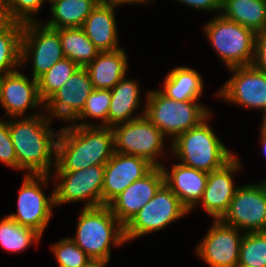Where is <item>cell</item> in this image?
<instances>
[{
  "mask_svg": "<svg viewBox=\"0 0 266 267\" xmlns=\"http://www.w3.org/2000/svg\"><path fill=\"white\" fill-rule=\"evenodd\" d=\"M145 116L173 142L182 133L198 126L211 113V109L198 100L175 101L160 90L147 91Z\"/></svg>",
  "mask_w": 266,
  "mask_h": 267,
  "instance_id": "5",
  "label": "cell"
},
{
  "mask_svg": "<svg viewBox=\"0 0 266 267\" xmlns=\"http://www.w3.org/2000/svg\"><path fill=\"white\" fill-rule=\"evenodd\" d=\"M165 184L161 167H154L143 178L134 181L108 206L117 220L125 226Z\"/></svg>",
  "mask_w": 266,
  "mask_h": 267,
  "instance_id": "19",
  "label": "cell"
},
{
  "mask_svg": "<svg viewBox=\"0 0 266 267\" xmlns=\"http://www.w3.org/2000/svg\"><path fill=\"white\" fill-rule=\"evenodd\" d=\"M0 104L5 117H26L28 110L42 107L37 80L28 78L19 69L1 77ZM41 105V106H40Z\"/></svg>",
  "mask_w": 266,
  "mask_h": 267,
  "instance_id": "17",
  "label": "cell"
},
{
  "mask_svg": "<svg viewBox=\"0 0 266 267\" xmlns=\"http://www.w3.org/2000/svg\"><path fill=\"white\" fill-rule=\"evenodd\" d=\"M154 167L142 157L114 152L111 159L105 164L102 206H108L129 185L143 178Z\"/></svg>",
  "mask_w": 266,
  "mask_h": 267,
  "instance_id": "16",
  "label": "cell"
},
{
  "mask_svg": "<svg viewBox=\"0 0 266 267\" xmlns=\"http://www.w3.org/2000/svg\"><path fill=\"white\" fill-rule=\"evenodd\" d=\"M220 14L256 33L266 31V0H222Z\"/></svg>",
  "mask_w": 266,
  "mask_h": 267,
  "instance_id": "26",
  "label": "cell"
},
{
  "mask_svg": "<svg viewBox=\"0 0 266 267\" xmlns=\"http://www.w3.org/2000/svg\"><path fill=\"white\" fill-rule=\"evenodd\" d=\"M127 59L124 48L99 52L86 66L94 89L111 90L126 76L129 64Z\"/></svg>",
  "mask_w": 266,
  "mask_h": 267,
  "instance_id": "23",
  "label": "cell"
},
{
  "mask_svg": "<svg viewBox=\"0 0 266 267\" xmlns=\"http://www.w3.org/2000/svg\"><path fill=\"white\" fill-rule=\"evenodd\" d=\"M102 1H104V2H107V3H110V4H115V5H117L118 7L120 6V5H126V4H147L149 1L151 2V0H102Z\"/></svg>",
  "mask_w": 266,
  "mask_h": 267,
  "instance_id": "38",
  "label": "cell"
},
{
  "mask_svg": "<svg viewBox=\"0 0 266 267\" xmlns=\"http://www.w3.org/2000/svg\"><path fill=\"white\" fill-rule=\"evenodd\" d=\"M42 235L36 230L17 223L8 215L0 220V246L11 253L29 249L31 245L38 244Z\"/></svg>",
  "mask_w": 266,
  "mask_h": 267,
  "instance_id": "29",
  "label": "cell"
},
{
  "mask_svg": "<svg viewBox=\"0 0 266 267\" xmlns=\"http://www.w3.org/2000/svg\"><path fill=\"white\" fill-rule=\"evenodd\" d=\"M253 65L266 73V31L257 33Z\"/></svg>",
  "mask_w": 266,
  "mask_h": 267,
  "instance_id": "37",
  "label": "cell"
},
{
  "mask_svg": "<svg viewBox=\"0 0 266 267\" xmlns=\"http://www.w3.org/2000/svg\"><path fill=\"white\" fill-rule=\"evenodd\" d=\"M4 20H5V19H4V16H3L2 12L0 11V24H1Z\"/></svg>",
  "mask_w": 266,
  "mask_h": 267,
  "instance_id": "42",
  "label": "cell"
},
{
  "mask_svg": "<svg viewBox=\"0 0 266 267\" xmlns=\"http://www.w3.org/2000/svg\"><path fill=\"white\" fill-rule=\"evenodd\" d=\"M203 31L227 69L253 64L257 36L254 30L217 14L205 22Z\"/></svg>",
  "mask_w": 266,
  "mask_h": 267,
  "instance_id": "6",
  "label": "cell"
},
{
  "mask_svg": "<svg viewBox=\"0 0 266 267\" xmlns=\"http://www.w3.org/2000/svg\"><path fill=\"white\" fill-rule=\"evenodd\" d=\"M56 30L59 32L65 58L75 62L79 67H86L100 52L81 27Z\"/></svg>",
  "mask_w": 266,
  "mask_h": 267,
  "instance_id": "28",
  "label": "cell"
},
{
  "mask_svg": "<svg viewBox=\"0 0 266 267\" xmlns=\"http://www.w3.org/2000/svg\"><path fill=\"white\" fill-rule=\"evenodd\" d=\"M230 78L214 95L223 102H229L247 109L262 110L266 115V73L253 64L229 68Z\"/></svg>",
  "mask_w": 266,
  "mask_h": 267,
  "instance_id": "13",
  "label": "cell"
},
{
  "mask_svg": "<svg viewBox=\"0 0 266 267\" xmlns=\"http://www.w3.org/2000/svg\"><path fill=\"white\" fill-rule=\"evenodd\" d=\"M94 90L86 67L75 73L46 102L44 111L48 117L71 123L83 110L87 98Z\"/></svg>",
  "mask_w": 266,
  "mask_h": 267,
  "instance_id": "15",
  "label": "cell"
},
{
  "mask_svg": "<svg viewBox=\"0 0 266 267\" xmlns=\"http://www.w3.org/2000/svg\"><path fill=\"white\" fill-rule=\"evenodd\" d=\"M243 235L238 228L213 220L195 254L209 267H237Z\"/></svg>",
  "mask_w": 266,
  "mask_h": 267,
  "instance_id": "14",
  "label": "cell"
},
{
  "mask_svg": "<svg viewBox=\"0 0 266 267\" xmlns=\"http://www.w3.org/2000/svg\"><path fill=\"white\" fill-rule=\"evenodd\" d=\"M238 266L266 267V231L244 233Z\"/></svg>",
  "mask_w": 266,
  "mask_h": 267,
  "instance_id": "32",
  "label": "cell"
},
{
  "mask_svg": "<svg viewBox=\"0 0 266 267\" xmlns=\"http://www.w3.org/2000/svg\"><path fill=\"white\" fill-rule=\"evenodd\" d=\"M262 123H261V127L266 131V115L264 117H262Z\"/></svg>",
  "mask_w": 266,
  "mask_h": 267,
  "instance_id": "41",
  "label": "cell"
},
{
  "mask_svg": "<svg viewBox=\"0 0 266 267\" xmlns=\"http://www.w3.org/2000/svg\"><path fill=\"white\" fill-rule=\"evenodd\" d=\"M48 0H0L4 19L21 24L38 22L37 13Z\"/></svg>",
  "mask_w": 266,
  "mask_h": 267,
  "instance_id": "33",
  "label": "cell"
},
{
  "mask_svg": "<svg viewBox=\"0 0 266 267\" xmlns=\"http://www.w3.org/2000/svg\"><path fill=\"white\" fill-rule=\"evenodd\" d=\"M241 164L236 155L221 169L208 173L206 188L201 200L194 208L202 206L214 220H220L227 212L235 191L239 187V185H234L233 175L241 170Z\"/></svg>",
  "mask_w": 266,
  "mask_h": 267,
  "instance_id": "18",
  "label": "cell"
},
{
  "mask_svg": "<svg viewBox=\"0 0 266 267\" xmlns=\"http://www.w3.org/2000/svg\"><path fill=\"white\" fill-rule=\"evenodd\" d=\"M244 233L266 231V181L240 185L220 219Z\"/></svg>",
  "mask_w": 266,
  "mask_h": 267,
  "instance_id": "12",
  "label": "cell"
},
{
  "mask_svg": "<svg viewBox=\"0 0 266 267\" xmlns=\"http://www.w3.org/2000/svg\"><path fill=\"white\" fill-rule=\"evenodd\" d=\"M117 5L101 1L88 17L81 27L87 37L93 42L100 51H114L120 49L116 9Z\"/></svg>",
  "mask_w": 266,
  "mask_h": 267,
  "instance_id": "21",
  "label": "cell"
},
{
  "mask_svg": "<svg viewBox=\"0 0 266 267\" xmlns=\"http://www.w3.org/2000/svg\"><path fill=\"white\" fill-rule=\"evenodd\" d=\"M166 166L164 164L161 166L165 184L177 195L188 211L193 212L206 188L208 172L181 163L172 164L171 169Z\"/></svg>",
  "mask_w": 266,
  "mask_h": 267,
  "instance_id": "20",
  "label": "cell"
},
{
  "mask_svg": "<svg viewBox=\"0 0 266 267\" xmlns=\"http://www.w3.org/2000/svg\"><path fill=\"white\" fill-rule=\"evenodd\" d=\"M51 252L58 267H86L93 261L70 237L52 244Z\"/></svg>",
  "mask_w": 266,
  "mask_h": 267,
  "instance_id": "34",
  "label": "cell"
},
{
  "mask_svg": "<svg viewBox=\"0 0 266 267\" xmlns=\"http://www.w3.org/2000/svg\"><path fill=\"white\" fill-rule=\"evenodd\" d=\"M260 144H262V151L264 152V155L266 156V131L261 127L260 130Z\"/></svg>",
  "mask_w": 266,
  "mask_h": 267,
  "instance_id": "39",
  "label": "cell"
},
{
  "mask_svg": "<svg viewBox=\"0 0 266 267\" xmlns=\"http://www.w3.org/2000/svg\"><path fill=\"white\" fill-rule=\"evenodd\" d=\"M105 165H93L77 171H54L55 207L84 201L83 208L102 206V186Z\"/></svg>",
  "mask_w": 266,
  "mask_h": 267,
  "instance_id": "11",
  "label": "cell"
},
{
  "mask_svg": "<svg viewBox=\"0 0 266 267\" xmlns=\"http://www.w3.org/2000/svg\"><path fill=\"white\" fill-rule=\"evenodd\" d=\"M47 174H26L18 190L17 212L8 216L22 226L36 230L43 235L55 207L54 188L50 195H45L44 186L48 187L53 177Z\"/></svg>",
  "mask_w": 266,
  "mask_h": 267,
  "instance_id": "9",
  "label": "cell"
},
{
  "mask_svg": "<svg viewBox=\"0 0 266 267\" xmlns=\"http://www.w3.org/2000/svg\"><path fill=\"white\" fill-rule=\"evenodd\" d=\"M0 118V162L12 169H17V156L9 132V118Z\"/></svg>",
  "mask_w": 266,
  "mask_h": 267,
  "instance_id": "35",
  "label": "cell"
},
{
  "mask_svg": "<svg viewBox=\"0 0 266 267\" xmlns=\"http://www.w3.org/2000/svg\"><path fill=\"white\" fill-rule=\"evenodd\" d=\"M41 21L23 24L21 39V67L32 61V78L36 80L65 58L59 32Z\"/></svg>",
  "mask_w": 266,
  "mask_h": 267,
  "instance_id": "10",
  "label": "cell"
},
{
  "mask_svg": "<svg viewBox=\"0 0 266 267\" xmlns=\"http://www.w3.org/2000/svg\"><path fill=\"white\" fill-rule=\"evenodd\" d=\"M52 122L43 111L26 117H10L9 132L17 156V170L51 175L56 166L59 134V130L53 131Z\"/></svg>",
  "mask_w": 266,
  "mask_h": 267,
  "instance_id": "1",
  "label": "cell"
},
{
  "mask_svg": "<svg viewBox=\"0 0 266 267\" xmlns=\"http://www.w3.org/2000/svg\"><path fill=\"white\" fill-rule=\"evenodd\" d=\"M108 264H109V261H92L86 267H107Z\"/></svg>",
  "mask_w": 266,
  "mask_h": 267,
  "instance_id": "40",
  "label": "cell"
},
{
  "mask_svg": "<svg viewBox=\"0 0 266 267\" xmlns=\"http://www.w3.org/2000/svg\"><path fill=\"white\" fill-rule=\"evenodd\" d=\"M188 213L177 195L164 184L124 226L126 242L159 232Z\"/></svg>",
  "mask_w": 266,
  "mask_h": 267,
  "instance_id": "8",
  "label": "cell"
},
{
  "mask_svg": "<svg viewBox=\"0 0 266 267\" xmlns=\"http://www.w3.org/2000/svg\"><path fill=\"white\" fill-rule=\"evenodd\" d=\"M79 66L68 58L54 64L45 74L37 79L39 94L45 103L67 80Z\"/></svg>",
  "mask_w": 266,
  "mask_h": 267,
  "instance_id": "31",
  "label": "cell"
},
{
  "mask_svg": "<svg viewBox=\"0 0 266 267\" xmlns=\"http://www.w3.org/2000/svg\"><path fill=\"white\" fill-rule=\"evenodd\" d=\"M136 80L122 78L111 90V102L108 111V127L127 123L145 115V105L140 114L136 113L141 105V90ZM137 114V115H135ZM135 115V116H134Z\"/></svg>",
  "mask_w": 266,
  "mask_h": 267,
  "instance_id": "22",
  "label": "cell"
},
{
  "mask_svg": "<svg viewBox=\"0 0 266 267\" xmlns=\"http://www.w3.org/2000/svg\"><path fill=\"white\" fill-rule=\"evenodd\" d=\"M178 1L185 6L197 11H207V12H216L218 15L221 13V0H175Z\"/></svg>",
  "mask_w": 266,
  "mask_h": 267,
  "instance_id": "36",
  "label": "cell"
},
{
  "mask_svg": "<svg viewBox=\"0 0 266 267\" xmlns=\"http://www.w3.org/2000/svg\"><path fill=\"white\" fill-rule=\"evenodd\" d=\"M212 113L198 126L182 133L170 143L179 163L205 172L221 169L236 155L223 144L210 126Z\"/></svg>",
  "mask_w": 266,
  "mask_h": 267,
  "instance_id": "4",
  "label": "cell"
},
{
  "mask_svg": "<svg viewBox=\"0 0 266 267\" xmlns=\"http://www.w3.org/2000/svg\"><path fill=\"white\" fill-rule=\"evenodd\" d=\"M102 0H48L51 18L42 22L53 29L80 28Z\"/></svg>",
  "mask_w": 266,
  "mask_h": 267,
  "instance_id": "25",
  "label": "cell"
},
{
  "mask_svg": "<svg viewBox=\"0 0 266 267\" xmlns=\"http://www.w3.org/2000/svg\"><path fill=\"white\" fill-rule=\"evenodd\" d=\"M112 130L114 152L142 157L155 167L163 165L158 159L167 155L164 150L166 137L145 115L115 125Z\"/></svg>",
  "mask_w": 266,
  "mask_h": 267,
  "instance_id": "7",
  "label": "cell"
},
{
  "mask_svg": "<svg viewBox=\"0 0 266 267\" xmlns=\"http://www.w3.org/2000/svg\"><path fill=\"white\" fill-rule=\"evenodd\" d=\"M23 24L4 20L0 24V77L21 70Z\"/></svg>",
  "mask_w": 266,
  "mask_h": 267,
  "instance_id": "27",
  "label": "cell"
},
{
  "mask_svg": "<svg viewBox=\"0 0 266 267\" xmlns=\"http://www.w3.org/2000/svg\"><path fill=\"white\" fill-rule=\"evenodd\" d=\"M159 89L175 101L199 100L203 94L204 81L200 73L188 66H177L167 73Z\"/></svg>",
  "mask_w": 266,
  "mask_h": 267,
  "instance_id": "24",
  "label": "cell"
},
{
  "mask_svg": "<svg viewBox=\"0 0 266 267\" xmlns=\"http://www.w3.org/2000/svg\"><path fill=\"white\" fill-rule=\"evenodd\" d=\"M114 154L112 127L63 125L56 142L54 171H77L105 165Z\"/></svg>",
  "mask_w": 266,
  "mask_h": 267,
  "instance_id": "2",
  "label": "cell"
},
{
  "mask_svg": "<svg viewBox=\"0 0 266 267\" xmlns=\"http://www.w3.org/2000/svg\"><path fill=\"white\" fill-rule=\"evenodd\" d=\"M71 240L93 261H110L111 246L126 242L124 226L109 206L82 208Z\"/></svg>",
  "mask_w": 266,
  "mask_h": 267,
  "instance_id": "3",
  "label": "cell"
},
{
  "mask_svg": "<svg viewBox=\"0 0 266 267\" xmlns=\"http://www.w3.org/2000/svg\"><path fill=\"white\" fill-rule=\"evenodd\" d=\"M111 102V92L106 89H94L86 100L82 112L70 123L76 126H106L108 127V111ZM93 118L100 122L93 124L85 122ZM80 122V123H79Z\"/></svg>",
  "mask_w": 266,
  "mask_h": 267,
  "instance_id": "30",
  "label": "cell"
}]
</instances>
